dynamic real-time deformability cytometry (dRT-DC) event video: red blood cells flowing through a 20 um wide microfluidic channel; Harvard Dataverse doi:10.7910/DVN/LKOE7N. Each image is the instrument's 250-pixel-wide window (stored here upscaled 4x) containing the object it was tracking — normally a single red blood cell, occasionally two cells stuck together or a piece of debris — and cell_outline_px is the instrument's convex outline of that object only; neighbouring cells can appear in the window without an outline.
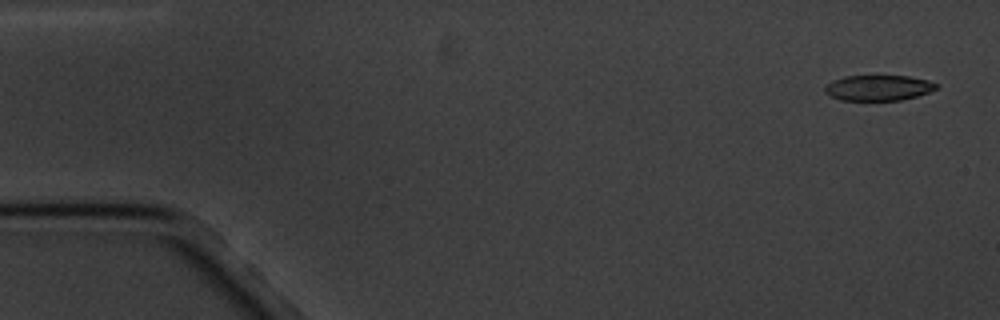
{"species": "common noctule bat (a hibernating species)", "species_latin": "Nyctalus noctula", "temperature_condition": "cold", "stored_images_in_passage": 5, "camera_frame_rate_fps": 3000, "um_per_image_px": 0.085, "animal": {"sex": "male", "body_mass_g": 20.1, "forearm_length_mm": 53.5}, "frame": {"image": 1, "passage_image": 1, "time_ms": 0.0, "image_size_px": [1000, 320], "cell_outline_px": [[936, 88], [928, 92], [916, 96], [900, 100], [840, 100], [824, 92], [824, 88], [832, 80], [844, 76], [908, 76], [928, 80], [936, 84]], "centroid_in_image_um": [74.62, 7.46], "position_along_channel_um": 10.4, "area_um2": 16.36}}
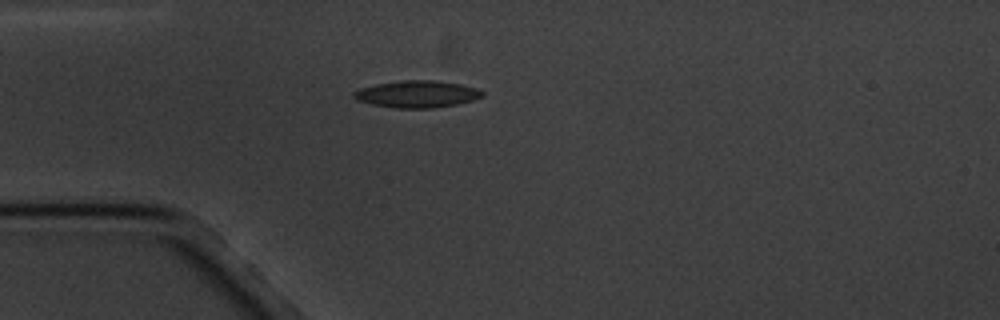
{"frame": {"image": 2, "passage_image": 5, "time_ms": 4.333, "image_size_px": [1000, 320], "cell_outline_px": [[484, 96], [472, 100], [456, 104], [432, 108], [392, 108], [372, 104], [356, 100], [352, 96], [352, 92], [360, 88], [376, 84], [400, 80], [432, 80], [460, 84], [476, 88], [484, 92]], "centroid_in_image_um": [35.41, 8.0], "position_along_channel_um": 49.6, "area_um2": 20.23}}